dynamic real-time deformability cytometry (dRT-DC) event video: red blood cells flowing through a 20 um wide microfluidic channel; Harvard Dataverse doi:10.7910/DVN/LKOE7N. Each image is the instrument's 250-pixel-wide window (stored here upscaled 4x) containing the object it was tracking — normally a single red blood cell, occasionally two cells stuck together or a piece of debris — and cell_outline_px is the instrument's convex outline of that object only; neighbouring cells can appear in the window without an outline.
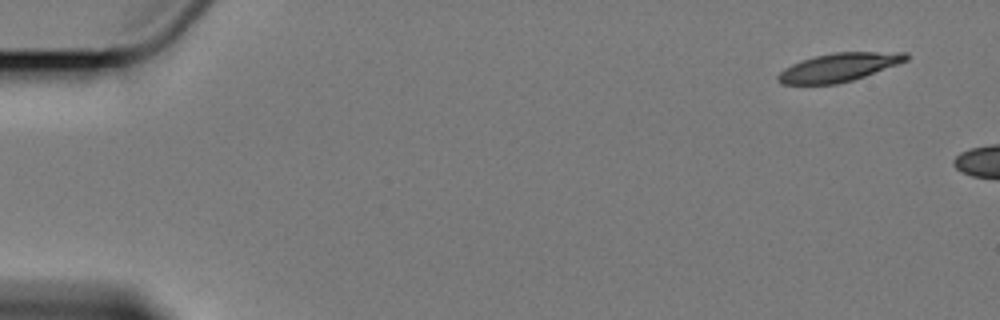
{"species": "Egyptian fruit bat (a non-hibernating species)", "species_latin": "Rousettus aegyptiacus", "temperature_condition": "cold", "stored_images_in_passage": 3, "camera_frame_rate_fps": 3000, "um_per_image_px": 0.085, "animal": {"sex": "female"}, "frame": {"image": 1, "passage_image": 1, "time_ms": 0.0, "image_size_px": [1000, 320], "cell_outline_px": [[908, 60], [864, 76], [852, 80], [836, 84], [780, 84], [776, 80], [776, 76], [784, 68], [800, 60], [832, 52], [908, 52]], "centroid_in_image_um": [71.26, 5.72], "position_along_channel_um": 13.7, "area_um2": 21.15}}